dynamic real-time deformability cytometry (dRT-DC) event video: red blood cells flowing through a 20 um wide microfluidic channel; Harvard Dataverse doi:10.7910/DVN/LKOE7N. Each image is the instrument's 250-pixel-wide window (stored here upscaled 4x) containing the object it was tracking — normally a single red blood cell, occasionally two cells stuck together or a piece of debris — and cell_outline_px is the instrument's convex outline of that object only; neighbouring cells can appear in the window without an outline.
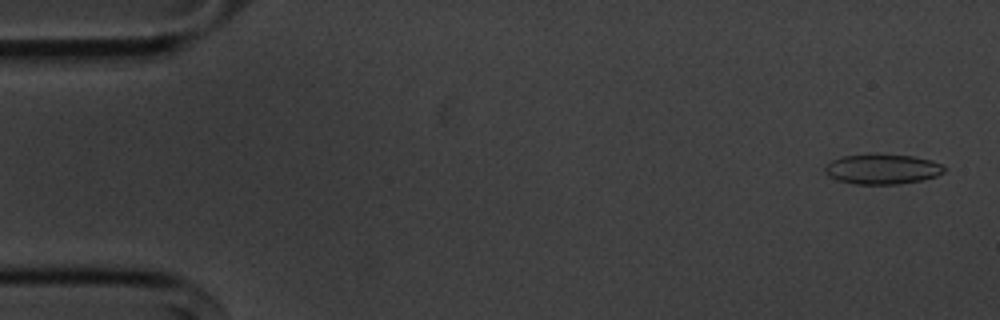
{"species": "common noctule bat (a hibernating species)", "species_latin": "Nyctalus noctula", "temperature_condition": "cold", "stored_images_in_passage": 55, "camera_frame_rate_fps": 3000, "um_per_image_px": 0.085, "animal": {"sex": "male", "body_mass_g": 20.1, "forearm_length_mm": 53.5}, "frame": {"image": 1, "passage_image": 2, "time_ms": 0.333, "image_size_px": [1000, 320], "cell_outline_px": [[948, 168], [944, 172], [936, 176], [924, 180], [900, 184], [856, 184], [836, 180], [828, 176], [824, 172], [824, 168], [832, 160], [844, 156], [872, 152], [876, 152], [912, 156], [932, 160]], "centroid_in_image_um": [75.01, 14.35], "position_along_channel_um": 10.0, "area_um2": 21.5}}
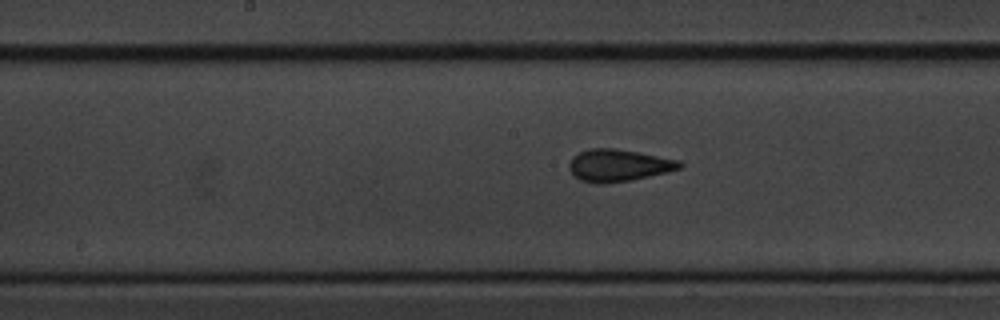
{"frame": {"image": 2, "passage_image": 27, "time_ms": 8.667, "image_size_px": [1000, 320], "cell_outline_px": [[684, 164], [680, 168], [668, 172], [628, 180], [600, 184], [596, 184], [580, 180], [568, 168], [568, 164], [572, 156], [588, 148], [616, 148], [680, 160]], "centroid_in_image_um": [52.55, 14.04], "position_along_channel_um": 195.6, "area_um2": 20.63}}
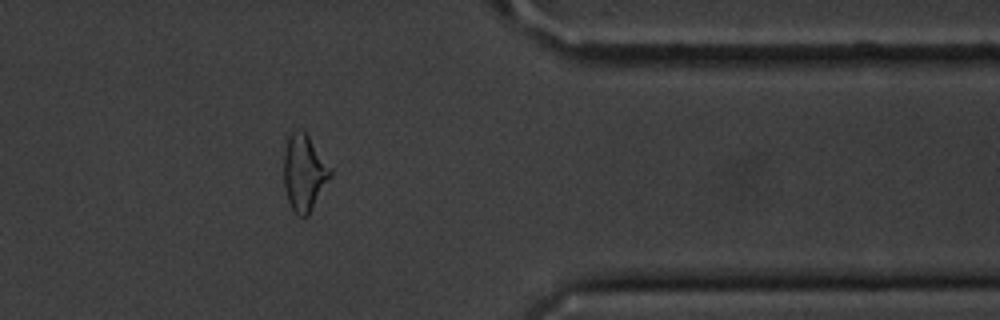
{"frame": {"image": 3, "passage_image": 44, "time_ms": 14.333, "image_size_px": [1000, 320], "cell_outline_px": [[332, 176], [308, 216], [300, 216], [292, 208], [288, 200], [284, 188], [284, 152], [288, 136], [292, 132], [300, 128], [308, 136], [332, 168]], "centroid_in_image_um": [25.86, 14.68], "position_along_channel_um": 385.5, "area_um2": 20.69}}